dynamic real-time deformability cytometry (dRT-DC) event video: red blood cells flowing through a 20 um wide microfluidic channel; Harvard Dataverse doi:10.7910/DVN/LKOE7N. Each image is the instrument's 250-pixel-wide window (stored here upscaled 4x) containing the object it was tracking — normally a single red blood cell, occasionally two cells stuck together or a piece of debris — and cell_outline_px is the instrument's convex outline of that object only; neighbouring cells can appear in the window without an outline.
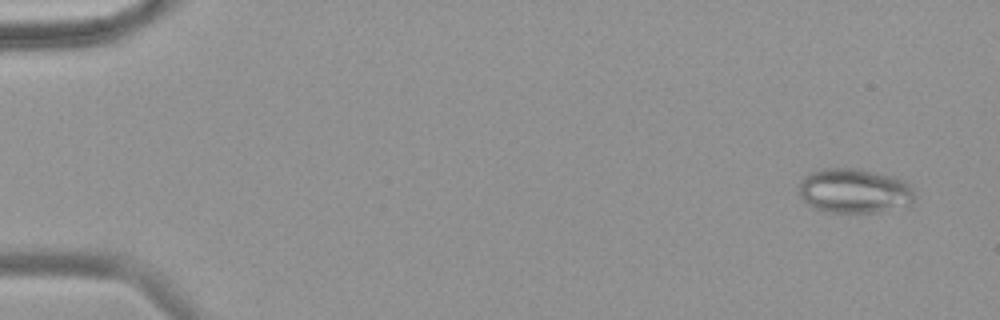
{"species": "common noctule bat (a hibernating species)", "species_latin": "Nyctalus noctula", "temperature_condition": "warm", "stored_images_in_passage": 57, "camera_frame_rate_fps": 3000, "um_per_image_px": 0.085, "animal": {"sex": "female", "body_mass_g": 18.4}, "frame": {"image": 1, "passage_image": 4, "time_ms": 1.0, "image_size_px": [1000, 320], "cell_outline_px": [[916, 196], [912, 208], [876, 212], [832, 212], [816, 208], [808, 204], [800, 196], [800, 180], [804, 176], [812, 172], [824, 168], [860, 168], [892, 176], [908, 184], [912, 188]], "centroid_in_image_um": [72.7, 16.24], "position_along_channel_um": 12.3, "area_um2": 30.46}}
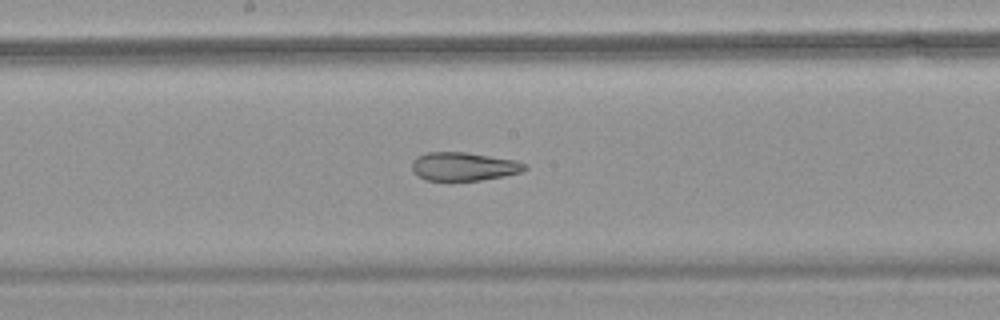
{"frame": {"image": 2, "passage_image": 32, "time_ms": 10.333, "image_size_px": [1000, 320], "cell_outline_px": [[528, 168], [520, 172], [504, 176], [480, 180], [448, 184], [428, 180], [412, 172], [412, 160], [416, 156], [428, 152], [464, 152], [516, 160], [528, 164]], "centroid_in_image_um": [39.38, 14.19], "position_along_channel_um": 208.8, "area_um2": 19.42}}
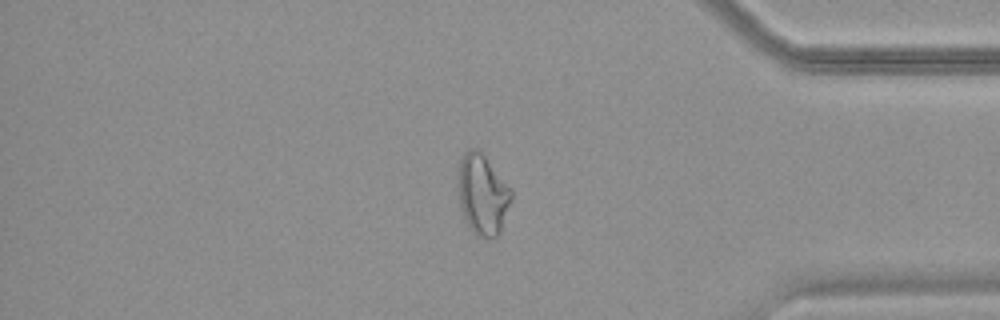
{"frame": {"image": 3, "passage_image": 49, "time_ms": 16.0, "image_size_px": [1000, 320], "cell_outline_px": [[512, 196], [500, 232], [492, 240], [476, 236], [472, 232], [460, 208], [460, 160], [464, 152], [468, 148], [480, 148], [512, 188]], "centroid_in_image_um": [41.06, 16.51], "position_along_channel_um": 394.1, "area_um2": 25.03}, "authors_computed_cell_mechanics": {"area_um2": 25.8944, "velocity_mm_per_s": 3.6273, "shape_relaxation_time_tau1_ms": null, "shape_relaxation_time_tau2_ms": 3.0056, "deformation_change_tau1": null, "deformation_change_tau2": 0.1184}}